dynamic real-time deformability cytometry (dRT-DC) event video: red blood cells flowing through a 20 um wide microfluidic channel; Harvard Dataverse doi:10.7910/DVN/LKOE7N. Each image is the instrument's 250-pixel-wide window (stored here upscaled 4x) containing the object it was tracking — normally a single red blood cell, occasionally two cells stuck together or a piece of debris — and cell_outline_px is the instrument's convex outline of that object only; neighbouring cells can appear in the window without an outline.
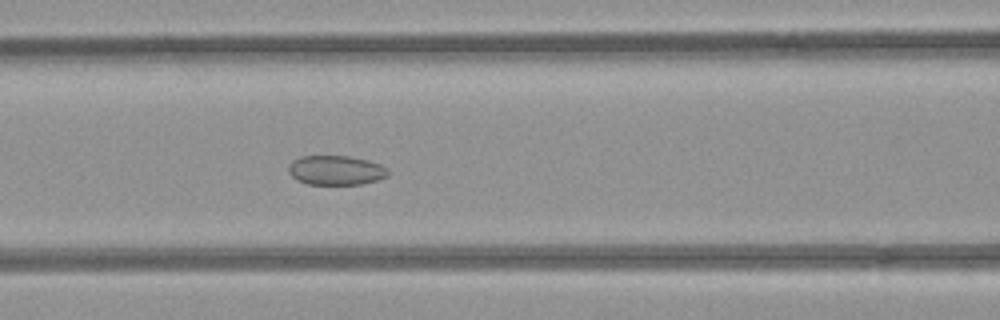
{"species": "common noctule bat (a hibernating species)", "species_latin": "Nyctalus noctula", "temperature_condition": "room temperature", "stored_images_in_passage": 39, "camera_frame_rate_fps": 3000, "um_per_image_px": 0.085, "animal": {"sex": "female", "body_mass_g": 21.9}, "frame": {"image": 1, "passage_image": 19, "time_ms": 6.0, "image_size_px": [1000, 320], "cell_outline_px": [[388, 176], [376, 180], [360, 184], [308, 184], [296, 180], [288, 172], [288, 164], [292, 160], [300, 156], [348, 156], [368, 160], [380, 164], [388, 168]], "centroid_in_image_um": [28.52, 14.46], "position_along_channel_um": 138.1, "area_um2": 17.17}}
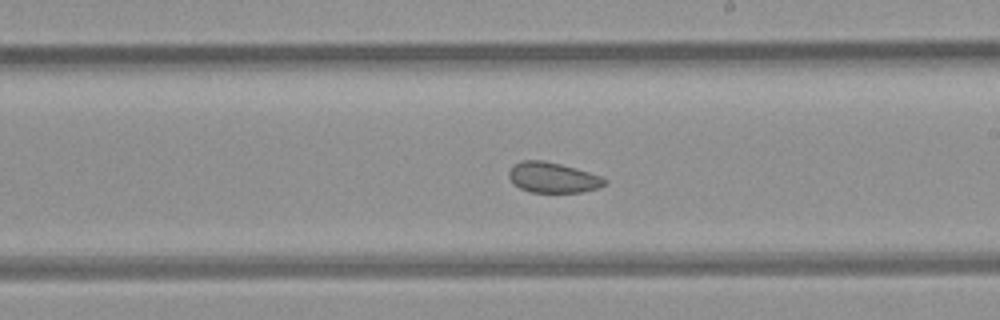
{"frame": {"image": 2, "passage_image": 27, "time_ms": 8.667, "image_size_px": [1000, 320], "cell_outline_px": [[608, 180], [600, 188], [584, 192], [532, 192], [520, 188], [512, 184], [508, 176], [508, 172], [512, 164], [520, 160], [544, 160], [576, 168], [600, 176]], "centroid_in_image_um": [46.95, 15.08], "position_along_channel_um": 242.0, "area_um2": 17.17}}
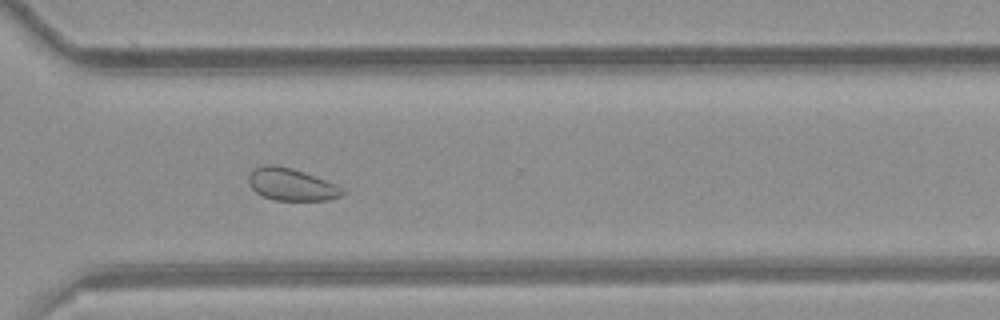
{"frame": {"image": 3, "passage_image": 35, "time_ms": 11.333, "image_size_px": [1000, 320], "cell_outline_px": [[348, 192], [344, 196], [328, 200], [276, 200], [264, 196], [256, 192], [248, 184], [248, 176], [256, 168], [264, 164], [276, 164], [292, 168], [304, 172], [336, 184], [344, 188]], "centroid_in_image_um": [24.82, 15.68], "position_along_channel_um": 345.8, "area_um2": 17.8}, "authors_computed_cell_mechanics": {"area_um2": 18.785, "velocity_mm_per_s": 3.9093, "shape_relaxation_time_tau1_ms": null, "shape_relaxation_time_tau2_ms": 2.7187, "deformation_change_tau1": null, "deformation_change_tau2": 0.0675}}